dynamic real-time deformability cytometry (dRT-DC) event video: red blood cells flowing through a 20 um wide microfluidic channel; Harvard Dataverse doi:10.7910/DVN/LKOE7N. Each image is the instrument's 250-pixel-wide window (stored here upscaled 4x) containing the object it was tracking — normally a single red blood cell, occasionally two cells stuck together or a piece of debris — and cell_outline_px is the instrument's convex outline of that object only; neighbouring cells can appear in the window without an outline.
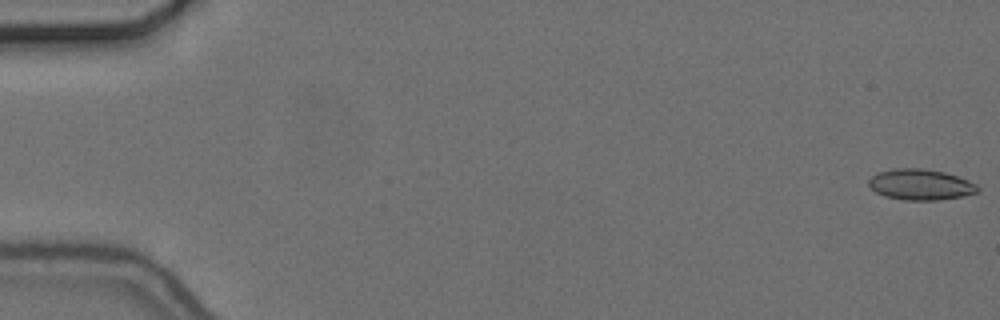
{"species": "common noctule bat (a hibernating species)", "species_latin": "Nyctalus noctula", "temperature_condition": "cold", "stored_images_in_passage": 53, "camera_frame_rate_fps": 3000, "um_per_image_px": 0.085, "animal": {"sex": "female", "body_mass_g": 24.6, "forearm_length_mm": 56.2}, "frame": {"image": 1, "passage_image": 1, "time_ms": 0.0, "image_size_px": [1000, 320], "cell_outline_px": [[980, 188], [976, 192], [964, 196], [940, 200], [904, 200], [884, 196], [876, 192], [868, 184], [868, 180], [872, 176], [880, 172], [892, 168], [920, 168], [944, 172], [968, 180], [976, 184]], "centroid_in_image_um": [78.24, 15.69], "position_along_channel_um": 6.8, "area_um2": 19.54}}
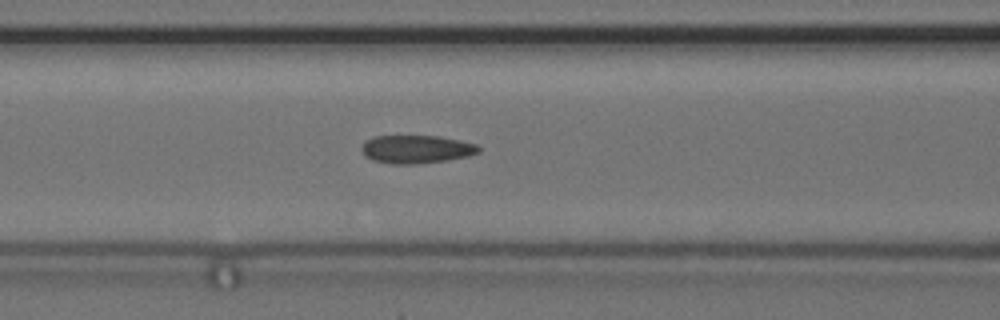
{"frame": {"image": 2, "passage_image": 24, "time_ms": 7.667, "image_size_px": [1000, 320], "cell_outline_px": [[480, 152], [468, 156], [448, 160], [416, 164], [392, 164], [372, 160], [364, 156], [360, 148], [364, 140], [372, 136], [440, 136], [460, 140], [476, 144], [480, 148]], "centroid_in_image_um": [35.35, 12.68], "position_along_channel_um": 131.2, "area_um2": 19.48}}
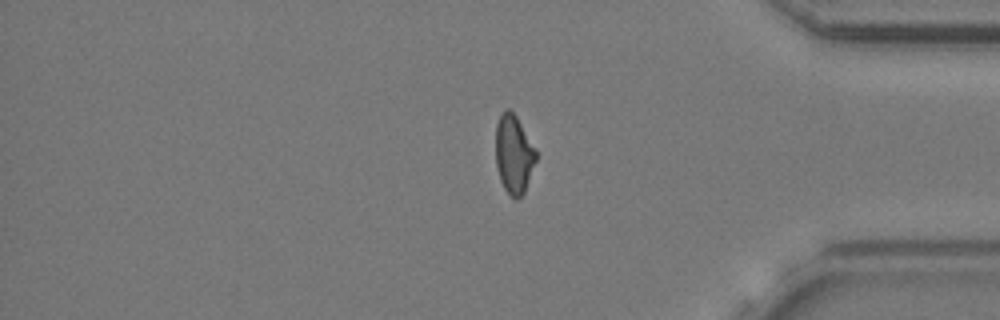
{"frame": {"image": 3, "passage_image": 47, "time_ms": 15.333, "image_size_px": [1000, 320], "cell_outline_px": [[536, 160], [524, 192], [516, 200], [504, 188], [500, 180], [496, 168], [496, 124], [504, 108], [508, 108], [516, 116], [536, 148]], "centroid_in_image_um": [43.66, 13.09], "position_along_channel_um": 391.5, "area_um2": 18.38}}